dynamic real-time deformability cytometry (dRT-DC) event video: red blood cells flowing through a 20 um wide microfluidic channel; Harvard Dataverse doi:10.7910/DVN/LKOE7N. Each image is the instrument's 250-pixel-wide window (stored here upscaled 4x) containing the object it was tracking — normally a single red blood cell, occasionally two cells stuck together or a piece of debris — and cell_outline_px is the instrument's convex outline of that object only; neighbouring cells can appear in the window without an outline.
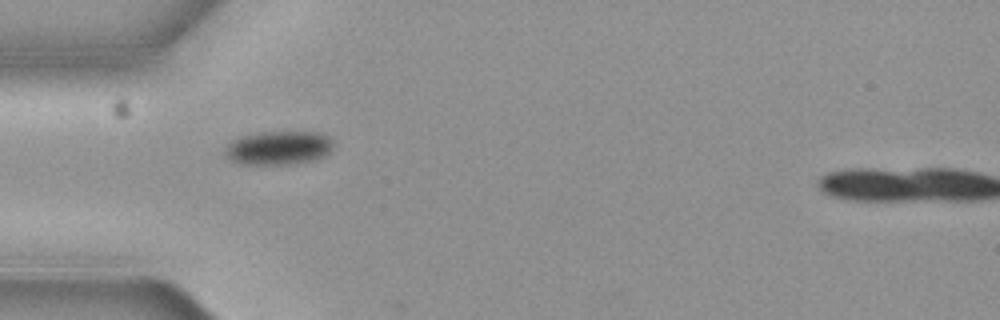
{"species": "common noctule bat (a hibernating species)", "species_latin": "Nyctalus noctula", "temperature_condition": "cold", "stored_images_in_passage": 6, "camera_frame_rate_fps": 3000, "um_per_image_px": 0.085, "animal": {"sex": "female", "body_mass_g": 19.3, "forearm_length_mm": 54.1}, "frame": {"image": 1, "passage_image": 1, "time_ms": 0.0, "image_size_px": [1000, 320], "cell_outline_px": [[332, 144], [328, 152], [312, 160], [296, 164], [240, 164], [228, 160], [224, 156], [224, 148], [232, 140], [240, 136], [256, 132], [324, 132], [332, 140]], "centroid_in_image_um": [23.6, 12.56], "position_along_channel_um": 61.4, "area_um2": 21.5}}
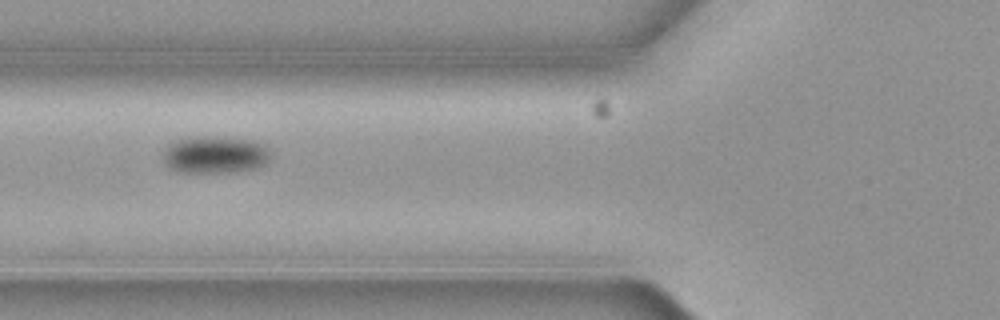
{"frame": {"image": 2, "passage_image": 2, "time_ms": 0.333, "image_size_px": [1000, 320], "cell_outline_px": [[272, 152], [268, 160], [264, 164], [252, 168], [236, 172], [180, 172], [164, 164], [160, 152], [168, 144], [176, 140], [188, 136], [208, 136], [252, 140], [264, 144]], "centroid_in_image_um": [18.22, 13.13], "position_along_channel_um": 107.6, "area_um2": 23.7}}
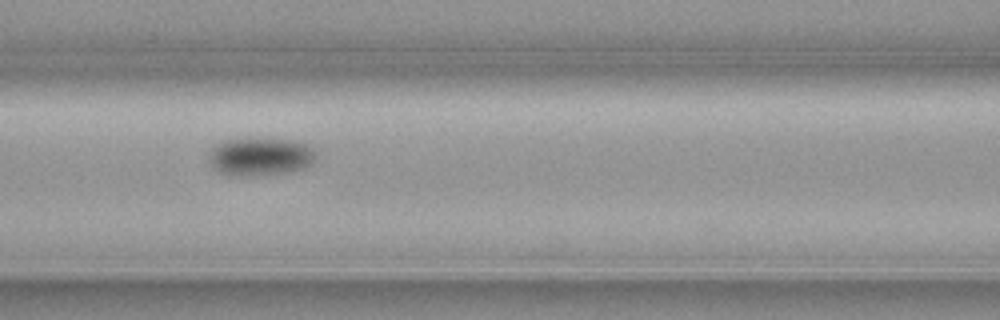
{"frame": {"image": 3, "passage_image": 3, "time_ms": 0.667, "image_size_px": [1000, 320], "cell_outline_px": [[316, 160], [312, 164], [304, 168], [284, 172], [248, 176], [244, 176], [220, 172], [212, 168], [208, 160], [208, 156], [212, 148], [224, 140], [252, 136], [296, 140], [308, 144], [316, 152]], "centroid_in_image_um": [22.14, 13.26], "position_along_channel_um": 144.5, "area_um2": 24.39}}